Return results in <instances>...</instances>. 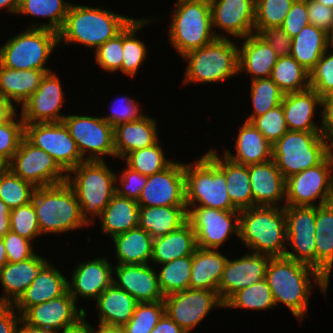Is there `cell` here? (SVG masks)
<instances>
[{
  "label": "cell",
  "mask_w": 333,
  "mask_h": 333,
  "mask_svg": "<svg viewBox=\"0 0 333 333\" xmlns=\"http://www.w3.org/2000/svg\"><path fill=\"white\" fill-rule=\"evenodd\" d=\"M314 278L326 295L329 282L313 267L285 256L271 257L265 280L272 292L275 306L283 303L298 320L304 318L309 307V296Z\"/></svg>",
  "instance_id": "obj_1"
},
{
  "label": "cell",
  "mask_w": 333,
  "mask_h": 333,
  "mask_svg": "<svg viewBox=\"0 0 333 333\" xmlns=\"http://www.w3.org/2000/svg\"><path fill=\"white\" fill-rule=\"evenodd\" d=\"M134 18L97 7L70 4L58 32L59 43H81L95 50L119 34Z\"/></svg>",
  "instance_id": "obj_2"
},
{
  "label": "cell",
  "mask_w": 333,
  "mask_h": 333,
  "mask_svg": "<svg viewBox=\"0 0 333 333\" xmlns=\"http://www.w3.org/2000/svg\"><path fill=\"white\" fill-rule=\"evenodd\" d=\"M238 238L253 253L284 256L288 249L285 247L287 231L284 207L254 206L240 210Z\"/></svg>",
  "instance_id": "obj_3"
},
{
  "label": "cell",
  "mask_w": 333,
  "mask_h": 333,
  "mask_svg": "<svg viewBox=\"0 0 333 333\" xmlns=\"http://www.w3.org/2000/svg\"><path fill=\"white\" fill-rule=\"evenodd\" d=\"M71 174L74 175L73 178ZM118 178L104 160H85L67 173L66 183L73 189L80 206L81 217L88 226L93 224V216L101 217L116 193Z\"/></svg>",
  "instance_id": "obj_4"
},
{
  "label": "cell",
  "mask_w": 333,
  "mask_h": 333,
  "mask_svg": "<svg viewBox=\"0 0 333 333\" xmlns=\"http://www.w3.org/2000/svg\"><path fill=\"white\" fill-rule=\"evenodd\" d=\"M174 8L169 41L181 56L216 38H227L226 35L215 33L212 28L210 1L177 0Z\"/></svg>",
  "instance_id": "obj_5"
},
{
  "label": "cell",
  "mask_w": 333,
  "mask_h": 333,
  "mask_svg": "<svg viewBox=\"0 0 333 333\" xmlns=\"http://www.w3.org/2000/svg\"><path fill=\"white\" fill-rule=\"evenodd\" d=\"M31 202L41 234L64 233L88 226L73 189L66 183L36 188Z\"/></svg>",
  "instance_id": "obj_6"
},
{
  "label": "cell",
  "mask_w": 333,
  "mask_h": 333,
  "mask_svg": "<svg viewBox=\"0 0 333 333\" xmlns=\"http://www.w3.org/2000/svg\"><path fill=\"white\" fill-rule=\"evenodd\" d=\"M332 151L333 143L321 132L287 131L272 145V160L287 179L317 166Z\"/></svg>",
  "instance_id": "obj_7"
},
{
  "label": "cell",
  "mask_w": 333,
  "mask_h": 333,
  "mask_svg": "<svg viewBox=\"0 0 333 333\" xmlns=\"http://www.w3.org/2000/svg\"><path fill=\"white\" fill-rule=\"evenodd\" d=\"M184 176L186 206L239 211L230 200L225 173L206 154L195 163L184 164Z\"/></svg>",
  "instance_id": "obj_8"
},
{
  "label": "cell",
  "mask_w": 333,
  "mask_h": 333,
  "mask_svg": "<svg viewBox=\"0 0 333 333\" xmlns=\"http://www.w3.org/2000/svg\"><path fill=\"white\" fill-rule=\"evenodd\" d=\"M182 57L188 61L184 78L186 84L225 81L239 73V47L229 38H216Z\"/></svg>",
  "instance_id": "obj_9"
},
{
  "label": "cell",
  "mask_w": 333,
  "mask_h": 333,
  "mask_svg": "<svg viewBox=\"0 0 333 333\" xmlns=\"http://www.w3.org/2000/svg\"><path fill=\"white\" fill-rule=\"evenodd\" d=\"M58 43L57 32L30 27L0 47V64L14 70H50L45 64Z\"/></svg>",
  "instance_id": "obj_10"
},
{
  "label": "cell",
  "mask_w": 333,
  "mask_h": 333,
  "mask_svg": "<svg viewBox=\"0 0 333 333\" xmlns=\"http://www.w3.org/2000/svg\"><path fill=\"white\" fill-rule=\"evenodd\" d=\"M333 151L317 166L286 179L284 205L320 206L333 201ZM319 198L318 205H315ZM315 202V203H313Z\"/></svg>",
  "instance_id": "obj_11"
},
{
  "label": "cell",
  "mask_w": 333,
  "mask_h": 333,
  "mask_svg": "<svg viewBox=\"0 0 333 333\" xmlns=\"http://www.w3.org/2000/svg\"><path fill=\"white\" fill-rule=\"evenodd\" d=\"M9 169L36 188L58 185L67 179V173L55 159L25 137L9 162Z\"/></svg>",
  "instance_id": "obj_12"
},
{
  "label": "cell",
  "mask_w": 333,
  "mask_h": 333,
  "mask_svg": "<svg viewBox=\"0 0 333 333\" xmlns=\"http://www.w3.org/2000/svg\"><path fill=\"white\" fill-rule=\"evenodd\" d=\"M25 138L48 153L66 173L85 161L63 121L25 124Z\"/></svg>",
  "instance_id": "obj_13"
},
{
  "label": "cell",
  "mask_w": 333,
  "mask_h": 333,
  "mask_svg": "<svg viewBox=\"0 0 333 333\" xmlns=\"http://www.w3.org/2000/svg\"><path fill=\"white\" fill-rule=\"evenodd\" d=\"M84 160L103 161V156L116 157L114 128L102 117L66 115L63 119ZM87 152L90 154L85 158Z\"/></svg>",
  "instance_id": "obj_14"
},
{
  "label": "cell",
  "mask_w": 333,
  "mask_h": 333,
  "mask_svg": "<svg viewBox=\"0 0 333 333\" xmlns=\"http://www.w3.org/2000/svg\"><path fill=\"white\" fill-rule=\"evenodd\" d=\"M238 213L240 211L187 206V222L196 234L197 247L218 250L230 234L239 236Z\"/></svg>",
  "instance_id": "obj_15"
},
{
  "label": "cell",
  "mask_w": 333,
  "mask_h": 333,
  "mask_svg": "<svg viewBox=\"0 0 333 333\" xmlns=\"http://www.w3.org/2000/svg\"><path fill=\"white\" fill-rule=\"evenodd\" d=\"M287 245L284 256L316 269V206L285 205Z\"/></svg>",
  "instance_id": "obj_16"
},
{
  "label": "cell",
  "mask_w": 333,
  "mask_h": 333,
  "mask_svg": "<svg viewBox=\"0 0 333 333\" xmlns=\"http://www.w3.org/2000/svg\"><path fill=\"white\" fill-rule=\"evenodd\" d=\"M165 314L190 333L215 307H224L218 292L187 289L164 297Z\"/></svg>",
  "instance_id": "obj_17"
},
{
  "label": "cell",
  "mask_w": 333,
  "mask_h": 333,
  "mask_svg": "<svg viewBox=\"0 0 333 333\" xmlns=\"http://www.w3.org/2000/svg\"><path fill=\"white\" fill-rule=\"evenodd\" d=\"M85 317V310H77L76 301L68 291L63 296L29 307L21 314L28 324L56 333L79 326Z\"/></svg>",
  "instance_id": "obj_18"
},
{
  "label": "cell",
  "mask_w": 333,
  "mask_h": 333,
  "mask_svg": "<svg viewBox=\"0 0 333 333\" xmlns=\"http://www.w3.org/2000/svg\"><path fill=\"white\" fill-rule=\"evenodd\" d=\"M139 206H186L184 164L173 162L159 173L147 176L137 200Z\"/></svg>",
  "instance_id": "obj_19"
},
{
  "label": "cell",
  "mask_w": 333,
  "mask_h": 333,
  "mask_svg": "<svg viewBox=\"0 0 333 333\" xmlns=\"http://www.w3.org/2000/svg\"><path fill=\"white\" fill-rule=\"evenodd\" d=\"M63 94L57 75L53 72L46 73L35 93L21 105L24 124L62 122L65 117L60 114Z\"/></svg>",
  "instance_id": "obj_20"
},
{
  "label": "cell",
  "mask_w": 333,
  "mask_h": 333,
  "mask_svg": "<svg viewBox=\"0 0 333 333\" xmlns=\"http://www.w3.org/2000/svg\"><path fill=\"white\" fill-rule=\"evenodd\" d=\"M270 258L268 255L250 252L239 259H228L219 283L222 302L225 303L237 291L265 279Z\"/></svg>",
  "instance_id": "obj_21"
},
{
  "label": "cell",
  "mask_w": 333,
  "mask_h": 333,
  "mask_svg": "<svg viewBox=\"0 0 333 333\" xmlns=\"http://www.w3.org/2000/svg\"><path fill=\"white\" fill-rule=\"evenodd\" d=\"M212 28L243 39L255 33V0H210Z\"/></svg>",
  "instance_id": "obj_22"
},
{
  "label": "cell",
  "mask_w": 333,
  "mask_h": 333,
  "mask_svg": "<svg viewBox=\"0 0 333 333\" xmlns=\"http://www.w3.org/2000/svg\"><path fill=\"white\" fill-rule=\"evenodd\" d=\"M113 271L118 279L113 280V283L139 303L164 300L158 284V275L149 264H117Z\"/></svg>",
  "instance_id": "obj_23"
},
{
  "label": "cell",
  "mask_w": 333,
  "mask_h": 333,
  "mask_svg": "<svg viewBox=\"0 0 333 333\" xmlns=\"http://www.w3.org/2000/svg\"><path fill=\"white\" fill-rule=\"evenodd\" d=\"M112 263L106 257L95 258L81 262L73 272L71 283L68 282V292L74 298H95L113 283L114 278Z\"/></svg>",
  "instance_id": "obj_24"
},
{
  "label": "cell",
  "mask_w": 333,
  "mask_h": 333,
  "mask_svg": "<svg viewBox=\"0 0 333 333\" xmlns=\"http://www.w3.org/2000/svg\"><path fill=\"white\" fill-rule=\"evenodd\" d=\"M254 206L277 207L285 199L286 179L271 159L249 165Z\"/></svg>",
  "instance_id": "obj_25"
},
{
  "label": "cell",
  "mask_w": 333,
  "mask_h": 333,
  "mask_svg": "<svg viewBox=\"0 0 333 333\" xmlns=\"http://www.w3.org/2000/svg\"><path fill=\"white\" fill-rule=\"evenodd\" d=\"M67 291L68 280L48 261L13 306L21 315L29 307L63 296Z\"/></svg>",
  "instance_id": "obj_26"
},
{
  "label": "cell",
  "mask_w": 333,
  "mask_h": 333,
  "mask_svg": "<svg viewBox=\"0 0 333 333\" xmlns=\"http://www.w3.org/2000/svg\"><path fill=\"white\" fill-rule=\"evenodd\" d=\"M281 104L288 131L321 132L312 119L316 106L321 105V96L314 89L286 93Z\"/></svg>",
  "instance_id": "obj_27"
},
{
  "label": "cell",
  "mask_w": 333,
  "mask_h": 333,
  "mask_svg": "<svg viewBox=\"0 0 333 333\" xmlns=\"http://www.w3.org/2000/svg\"><path fill=\"white\" fill-rule=\"evenodd\" d=\"M48 261L38 254L16 262H8L0 270V282L5 294L0 298V304H14L25 290L32 284L40 269Z\"/></svg>",
  "instance_id": "obj_28"
},
{
  "label": "cell",
  "mask_w": 333,
  "mask_h": 333,
  "mask_svg": "<svg viewBox=\"0 0 333 333\" xmlns=\"http://www.w3.org/2000/svg\"><path fill=\"white\" fill-rule=\"evenodd\" d=\"M157 122L149 116L118 124L114 127V149L116 157L123 158L126 154L148 148L159 141L156 128Z\"/></svg>",
  "instance_id": "obj_29"
},
{
  "label": "cell",
  "mask_w": 333,
  "mask_h": 333,
  "mask_svg": "<svg viewBox=\"0 0 333 333\" xmlns=\"http://www.w3.org/2000/svg\"><path fill=\"white\" fill-rule=\"evenodd\" d=\"M243 40L242 48L239 49V72L244 70L252 76V80L271 77L279 56L256 33L248 35Z\"/></svg>",
  "instance_id": "obj_30"
},
{
  "label": "cell",
  "mask_w": 333,
  "mask_h": 333,
  "mask_svg": "<svg viewBox=\"0 0 333 333\" xmlns=\"http://www.w3.org/2000/svg\"><path fill=\"white\" fill-rule=\"evenodd\" d=\"M224 173L227 191L232 205L237 210L254 207L249 177V165L231 161L224 155L220 158L213 149L205 153Z\"/></svg>",
  "instance_id": "obj_31"
},
{
  "label": "cell",
  "mask_w": 333,
  "mask_h": 333,
  "mask_svg": "<svg viewBox=\"0 0 333 333\" xmlns=\"http://www.w3.org/2000/svg\"><path fill=\"white\" fill-rule=\"evenodd\" d=\"M228 257L217 249L197 247L192 255L190 289H206L218 292L225 264Z\"/></svg>",
  "instance_id": "obj_32"
},
{
  "label": "cell",
  "mask_w": 333,
  "mask_h": 333,
  "mask_svg": "<svg viewBox=\"0 0 333 333\" xmlns=\"http://www.w3.org/2000/svg\"><path fill=\"white\" fill-rule=\"evenodd\" d=\"M236 155L227 149L224 154L231 161L251 165L267 162L272 159V144L250 122L245 121L239 129L236 139Z\"/></svg>",
  "instance_id": "obj_33"
},
{
  "label": "cell",
  "mask_w": 333,
  "mask_h": 333,
  "mask_svg": "<svg viewBox=\"0 0 333 333\" xmlns=\"http://www.w3.org/2000/svg\"><path fill=\"white\" fill-rule=\"evenodd\" d=\"M96 303L99 324L124 326L132 318L139 302L112 283L98 296Z\"/></svg>",
  "instance_id": "obj_34"
},
{
  "label": "cell",
  "mask_w": 333,
  "mask_h": 333,
  "mask_svg": "<svg viewBox=\"0 0 333 333\" xmlns=\"http://www.w3.org/2000/svg\"><path fill=\"white\" fill-rule=\"evenodd\" d=\"M197 249L196 234L186 222L179 229L153 238V263L164 264L177 258L193 255Z\"/></svg>",
  "instance_id": "obj_35"
},
{
  "label": "cell",
  "mask_w": 333,
  "mask_h": 333,
  "mask_svg": "<svg viewBox=\"0 0 333 333\" xmlns=\"http://www.w3.org/2000/svg\"><path fill=\"white\" fill-rule=\"evenodd\" d=\"M187 222V206H139L138 227L153 238L179 229Z\"/></svg>",
  "instance_id": "obj_36"
},
{
  "label": "cell",
  "mask_w": 333,
  "mask_h": 333,
  "mask_svg": "<svg viewBox=\"0 0 333 333\" xmlns=\"http://www.w3.org/2000/svg\"><path fill=\"white\" fill-rule=\"evenodd\" d=\"M329 48L333 49L328 33L312 24L306 25L292 38L291 56L309 72Z\"/></svg>",
  "instance_id": "obj_37"
},
{
  "label": "cell",
  "mask_w": 333,
  "mask_h": 333,
  "mask_svg": "<svg viewBox=\"0 0 333 333\" xmlns=\"http://www.w3.org/2000/svg\"><path fill=\"white\" fill-rule=\"evenodd\" d=\"M48 72L51 70H14L0 64V93L11 103L22 105L35 93Z\"/></svg>",
  "instance_id": "obj_38"
},
{
  "label": "cell",
  "mask_w": 333,
  "mask_h": 333,
  "mask_svg": "<svg viewBox=\"0 0 333 333\" xmlns=\"http://www.w3.org/2000/svg\"><path fill=\"white\" fill-rule=\"evenodd\" d=\"M102 232L112 238L138 227L137 200L114 194L101 214Z\"/></svg>",
  "instance_id": "obj_39"
},
{
  "label": "cell",
  "mask_w": 333,
  "mask_h": 333,
  "mask_svg": "<svg viewBox=\"0 0 333 333\" xmlns=\"http://www.w3.org/2000/svg\"><path fill=\"white\" fill-rule=\"evenodd\" d=\"M316 270L329 282L333 267V201L316 206Z\"/></svg>",
  "instance_id": "obj_40"
},
{
  "label": "cell",
  "mask_w": 333,
  "mask_h": 333,
  "mask_svg": "<svg viewBox=\"0 0 333 333\" xmlns=\"http://www.w3.org/2000/svg\"><path fill=\"white\" fill-rule=\"evenodd\" d=\"M117 264H149L152 258L153 237L142 228H134L114 236Z\"/></svg>",
  "instance_id": "obj_41"
},
{
  "label": "cell",
  "mask_w": 333,
  "mask_h": 333,
  "mask_svg": "<svg viewBox=\"0 0 333 333\" xmlns=\"http://www.w3.org/2000/svg\"><path fill=\"white\" fill-rule=\"evenodd\" d=\"M70 3L64 0H20L16 14L47 17L49 23H40L31 28H44L59 32L64 24Z\"/></svg>",
  "instance_id": "obj_42"
},
{
  "label": "cell",
  "mask_w": 333,
  "mask_h": 333,
  "mask_svg": "<svg viewBox=\"0 0 333 333\" xmlns=\"http://www.w3.org/2000/svg\"><path fill=\"white\" fill-rule=\"evenodd\" d=\"M286 94L310 88V74L291 55L279 57L270 77Z\"/></svg>",
  "instance_id": "obj_43"
},
{
  "label": "cell",
  "mask_w": 333,
  "mask_h": 333,
  "mask_svg": "<svg viewBox=\"0 0 333 333\" xmlns=\"http://www.w3.org/2000/svg\"><path fill=\"white\" fill-rule=\"evenodd\" d=\"M151 20L148 19H133L122 30V48H123V61L121 72L130 77L137 73L141 64L145 61L147 55V48L144 42L136 39L135 35L145 24Z\"/></svg>",
  "instance_id": "obj_44"
},
{
  "label": "cell",
  "mask_w": 333,
  "mask_h": 333,
  "mask_svg": "<svg viewBox=\"0 0 333 333\" xmlns=\"http://www.w3.org/2000/svg\"><path fill=\"white\" fill-rule=\"evenodd\" d=\"M159 266H163L157 275L159 288L164 297L189 289L192 255L177 258Z\"/></svg>",
  "instance_id": "obj_45"
},
{
  "label": "cell",
  "mask_w": 333,
  "mask_h": 333,
  "mask_svg": "<svg viewBox=\"0 0 333 333\" xmlns=\"http://www.w3.org/2000/svg\"><path fill=\"white\" fill-rule=\"evenodd\" d=\"M158 141L156 144L132 151L122 159L126 161L127 167L141 173L144 176H151L169 167L173 161H168Z\"/></svg>",
  "instance_id": "obj_46"
},
{
  "label": "cell",
  "mask_w": 333,
  "mask_h": 333,
  "mask_svg": "<svg viewBox=\"0 0 333 333\" xmlns=\"http://www.w3.org/2000/svg\"><path fill=\"white\" fill-rule=\"evenodd\" d=\"M275 306L271 289L265 279L237 291L225 303L224 308L271 309Z\"/></svg>",
  "instance_id": "obj_47"
},
{
  "label": "cell",
  "mask_w": 333,
  "mask_h": 333,
  "mask_svg": "<svg viewBox=\"0 0 333 333\" xmlns=\"http://www.w3.org/2000/svg\"><path fill=\"white\" fill-rule=\"evenodd\" d=\"M250 93L254 112L246 118L247 122L280 105L285 95L270 77L252 80Z\"/></svg>",
  "instance_id": "obj_48"
},
{
  "label": "cell",
  "mask_w": 333,
  "mask_h": 333,
  "mask_svg": "<svg viewBox=\"0 0 333 333\" xmlns=\"http://www.w3.org/2000/svg\"><path fill=\"white\" fill-rule=\"evenodd\" d=\"M35 189L10 169L0 174V199L11 210L30 203Z\"/></svg>",
  "instance_id": "obj_49"
},
{
  "label": "cell",
  "mask_w": 333,
  "mask_h": 333,
  "mask_svg": "<svg viewBox=\"0 0 333 333\" xmlns=\"http://www.w3.org/2000/svg\"><path fill=\"white\" fill-rule=\"evenodd\" d=\"M296 0H255V33L262 28L281 27Z\"/></svg>",
  "instance_id": "obj_50"
},
{
  "label": "cell",
  "mask_w": 333,
  "mask_h": 333,
  "mask_svg": "<svg viewBox=\"0 0 333 333\" xmlns=\"http://www.w3.org/2000/svg\"><path fill=\"white\" fill-rule=\"evenodd\" d=\"M164 313L163 301L138 303L132 318L123 328L126 333H151Z\"/></svg>",
  "instance_id": "obj_51"
},
{
  "label": "cell",
  "mask_w": 333,
  "mask_h": 333,
  "mask_svg": "<svg viewBox=\"0 0 333 333\" xmlns=\"http://www.w3.org/2000/svg\"><path fill=\"white\" fill-rule=\"evenodd\" d=\"M250 123L273 145L287 131L282 104L272 108L263 115L254 117Z\"/></svg>",
  "instance_id": "obj_52"
},
{
  "label": "cell",
  "mask_w": 333,
  "mask_h": 333,
  "mask_svg": "<svg viewBox=\"0 0 333 333\" xmlns=\"http://www.w3.org/2000/svg\"><path fill=\"white\" fill-rule=\"evenodd\" d=\"M10 230L31 241L41 235L32 202L11 210Z\"/></svg>",
  "instance_id": "obj_53"
},
{
  "label": "cell",
  "mask_w": 333,
  "mask_h": 333,
  "mask_svg": "<svg viewBox=\"0 0 333 333\" xmlns=\"http://www.w3.org/2000/svg\"><path fill=\"white\" fill-rule=\"evenodd\" d=\"M15 113L9 120L0 123V155L10 162L25 137V124Z\"/></svg>",
  "instance_id": "obj_54"
},
{
  "label": "cell",
  "mask_w": 333,
  "mask_h": 333,
  "mask_svg": "<svg viewBox=\"0 0 333 333\" xmlns=\"http://www.w3.org/2000/svg\"><path fill=\"white\" fill-rule=\"evenodd\" d=\"M328 50L320 57L316 66L309 72L310 88L321 97L333 93V51Z\"/></svg>",
  "instance_id": "obj_55"
},
{
  "label": "cell",
  "mask_w": 333,
  "mask_h": 333,
  "mask_svg": "<svg viewBox=\"0 0 333 333\" xmlns=\"http://www.w3.org/2000/svg\"><path fill=\"white\" fill-rule=\"evenodd\" d=\"M95 51L96 62L103 70L109 72L120 71L123 61L122 31L99 46Z\"/></svg>",
  "instance_id": "obj_56"
},
{
  "label": "cell",
  "mask_w": 333,
  "mask_h": 333,
  "mask_svg": "<svg viewBox=\"0 0 333 333\" xmlns=\"http://www.w3.org/2000/svg\"><path fill=\"white\" fill-rule=\"evenodd\" d=\"M112 106V112L110 115L103 116L102 118L109 123L113 128L118 124L132 122L140 119L143 114H140L139 104L129 97H121L116 100ZM118 107L116 108V106Z\"/></svg>",
  "instance_id": "obj_57"
},
{
  "label": "cell",
  "mask_w": 333,
  "mask_h": 333,
  "mask_svg": "<svg viewBox=\"0 0 333 333\" xmlns=\"http://www.w3.org/2000/svg\"><path fill=\"white\" fill-rule=\"evenodd\" d=\"M2 239L6 249L7 260L10 263L24 261L35 254L31 244L32 241L19 236L11 230Z\"/></svg>",
  "instance_id": "obj_58"
},
{
  "label": "cell",
  "mask_w": 333,
  "mask_h": 333,
  "mask_svg": "<svg viewBox=\"0 0 333 333\" xmlns=\"http://www.w3.org/2000/svg\"><path fill=\"white\" fill-rule=\"evenodd\" d=\"M310 24L306 0H296L284 19L281 28L293 38Z\"/></svg>",
  "instance_id": "obj_59"
},
{
  "label": "cell",
  "mask_w": 333,
  "mask_h": 333,
  "mask_svg": "<svg viewBox=\"0 0 333 333\" xmlns=\"http://www.w3.org/2000/svg\"><path fill=\"white\" fill-rule=\"evenodd\" d=\"M120 177L121 184L119 185L122 186H116V194L138 200L143 187L146 185L147 176L126 167Z\"/></svg>",
  "instance_id": "obj_60"
},
{
  "label": "cell",
  "mask_w": 333,
  "mask_h": 333,
  "mask_svg": "<svg viewBox=\"0 0 333 333\" xmlns=\"http://www.w3.org/2000/svg\"><path fill=\"white\" fill-rule=\"evenodd\" d=\"M279 57L291 54L292 38L281 27L262 28L256 33Z\"/></svg>",
  "instance_id": "obj_61"
},
{
  "label": "cell",
  "mask_w": 333,
  "mask_h": 333,
  "mask_svg": "<svg viewBox=\"0 0 333 333\" xmlns=\"http://www.w3.org/2000/svg\"><path fill=\"white\" fill-rule=\"evenodd\" d=\"M306 5L310 24L329 34L333 27V8L314 0H306Z\"/></svg>",
  "instance_id": "obj_62"
},
{
  "label": "cell",
  "mask_w": 333,
  "mask_h": 333,
  "mask_svg": "<svg viewBox=\"0 0 333 333\" xmlns=\"http://www.w3.org/2000/svg\"><path fill=\"white\" fill-rule=\"evenodd\" d=\"M321 134L333 143V93L321 97Z\"/></svg>",
  "instance_id": "obj_63"
},
{
  "label": "cell",
  "mask_w": 333,
  "mask_h": 333,
  "mask_svg": "<svg viewBox=\"0 0 333 333\" xmlns=\"http://www.w3.org/2000/svg\"><path fill=\"white\" fill-rule=\"evenodd\" d=\"M16 314L13 304H0V333H17L21 316Z\"/></svg>",
  "instance_id": "obj_64"
},
{
  "label": "cell",
  "mask_w": 333,
  "mask_h": 333,
  "mask_svg": "<svg viewBox=\"0 0 333 333\" xmlns=\"http://www.w3.org/2000/svg\"><path fill=\"white\" fill-rule=\"evenodd\" d=\"M151 333H186L175 321L167 314H163L161 319Z\"/></svg>",
  "instance_id": "obj_65"
},
{
  "label": "cell",
  "mask_w": 333,
  "mask_h": 333,
  "mask_svg": "<svg viewBox=\"0 0 333 333\" xmlns=\"http://www.w3.org/2000/svg\"><path fill=\"white\" fill-rule=\"evenodd\" d=\"M11 209L0 199V237H4L10 231Z\"/></svg>",
  "instance_id": "obj_66"
},
{
  "label": "cell",
  "mask_w": 333,
  "mask_h": 333,
  "mask_svg": "<svg viewBox=\"0 0 333 333\" xmlns=\"http://www.w3.org/2000/svg\"><path fill=\"white\" fill-rule=\"evenodd\" d=\"M15 105L0 93V123L9 120L15 113Z\"/></svg>",
  "instance_id": "obj_67"
},
{
  "label": "cell",
  "mask_w": 333,
  "mask_h": 333,
  "mask_svg": "<svg viewBox=\"0 0 333 333\" xmlns=\"http://www.w3.org/2000/svg\"><path fill=\"white\" fill-rule=\"evenodd\" d=\"M20 324H22V325H21V327H19L20 325H18L17 333H56L51 330L32 326V325L28 324L27 322H25L22 318L20 319Z\"/></svg>",
  "instance_id": "obj_68"
},
{
  "label": "cell",
  "mask_w": 333,
  "mask_h": 333,
  "mask_svg": "<svg viewBox=\"0 0 333 333\" xmlns=\"http://www.w3.org/2000/svg\"><path fill=\"white\" fill-rule=\"evenodd\" d=\"M91 333H126L123 326H110L105 324H99V328L94 329L90 326Z\"/></svg>",
  "instance_id": "obj_69"
},
{
  "label": "cell",
  "mask_w": 333,
  "mask_h": 333,
  "mask_svg": "<svg viewBox=\"0 0 333 333\" xmlns=\"http://www.w3.org/2000/svg\"><path fill=\"white\" fill-rule=\"evenodd\" d=\"M20 0H0V10L6 7L8 12L16 14Z\"/></svg>",
  "instance_id": "obj_70"
},
{
  "label": "cell",
  "mask_w": 333,
  "mask_h": 333,
  "mask_svg": "<svg viewBox=\"0 0 333 333\" xmlns=\"http://www.w3.org/2000/svg\"><path fill=\"white\" fill-rule=\"evenodd\" d=\"M60 333H91L90 325L88 322H86V320H84L79 326Z\"/></svg>",
  "instance_id": "obj_71"
},
{
  "label": "cell",
  "mask_w": 333,
  "mask_h": 333,
  "mask_svg": "<svg viewBox=\"0 0 333 333\" xmlns=\"http://www.w3.org/2000/svg\"><path fill=\"white\" fill-rule=\"evenodd\" d=\"M8 263L3 239L0 237V270Z\"/></svg>",
  "instance_id": "obj_72"
},
{
  "label": "cell",
  "mask_w": 333,
  "mask_h": 333,
  "mask_svg": "<svg viewBox=\"0 0 333 333\" xmlns=\"http://www.w3.org/2000/svg\"><path fill=\"white\" fill-rule=\"evenodd\" d=\"M9 169V162L0 155V174L6 172Z\"/></svg>",
  "instance_id": "obj_73"
},
{
  "label": "cell",
  "mask_w": 333,
  "mask_h": 333,
  "mask_svg": "<svg viewBox=\"0 0 333 333\" xmlns=\"http://www.w3.org/2000/svg\"><path fill=\"white\" fill-rule=\"evenodd\" d=\"M314 1L321 3L322 5L333 8V0H314Z\"/></svg>",
  "instance_id": "obj_74"
},
{
  "label": "cell",
  "mask_w": 333,
  "mask_h": 333,
  "mask_svg": "<svg viewBox=\"0 0 333 333\" xmlns=\"http://www.w3.org/2000/svg\"><path fill=\"white\" fill-rule=\"evenodd\" d=\"M328 37H329L330 43L333 44V27H332L330 33L328 34Z\"/></svg>",
  "instance_id": "obj_75"
}]
</instances>
